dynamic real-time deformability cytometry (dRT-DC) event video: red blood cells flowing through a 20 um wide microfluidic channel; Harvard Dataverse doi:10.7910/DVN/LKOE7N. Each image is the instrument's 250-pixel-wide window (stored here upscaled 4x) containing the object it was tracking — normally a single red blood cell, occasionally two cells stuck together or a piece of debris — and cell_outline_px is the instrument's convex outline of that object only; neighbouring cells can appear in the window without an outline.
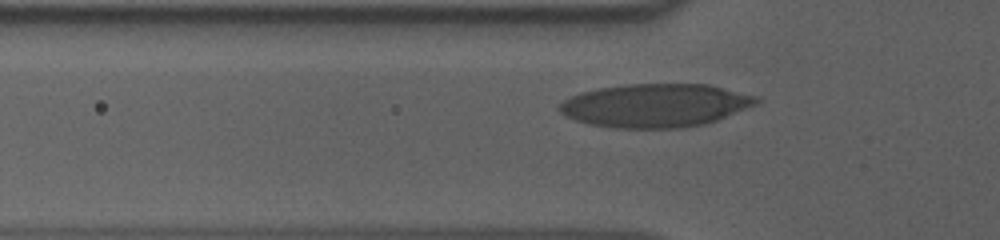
{"species": "human", "species_latin": "Homo sapiens", "temperature_condition": "cold", "stored_images_in_passage": 41, "camera_frame_rate_fps": 3000, "um_per_image_px": 0.085, "donor": {"sex": "male"}, "frame": {"image": 1, "passage_image": 10, "time_ms": 3.0, "image_size_px": [1000, 240], "cell_outline_px": [[760, 100], [756, 104], [716, 120], [704, 124], [684, 128], [612, 128], [588, 124], [576, 120], [560, 112], [556, 108], [564, 100], [580, 92], [600, 88], [628, 84], [708, 84], [760, 96]], "centroid_in_image_um": [55.71, 8.96], "position_along_channel_um": 70.1, "area_um2": 49.82}}
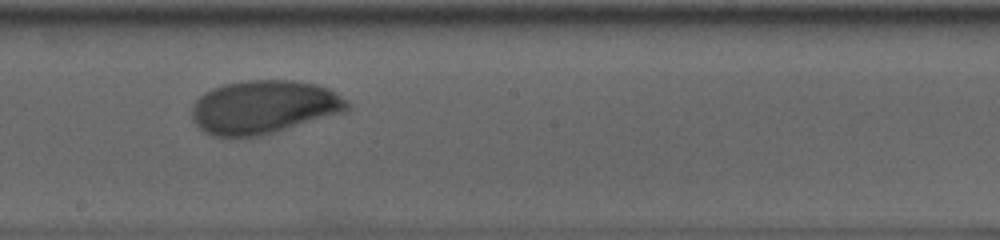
{"frame": {"image": 2, "passage_image": 23, "time_ms": 7.333, "image_size_px": [1000, 240], "cell_outline_px": [[352, 104], [344, 112], [260, 136], [216, 136], [204, 132], [192, 120], [192, 104], [204, 92], [212, 88], [224, 84], [244, 80], [292, 80], [316, 84], [328, 88], [348, 100]], "centroid_in_image_um": [22.42, 9.08], "position_along_channel_um": 225.8, "area_um2": 48.32}}
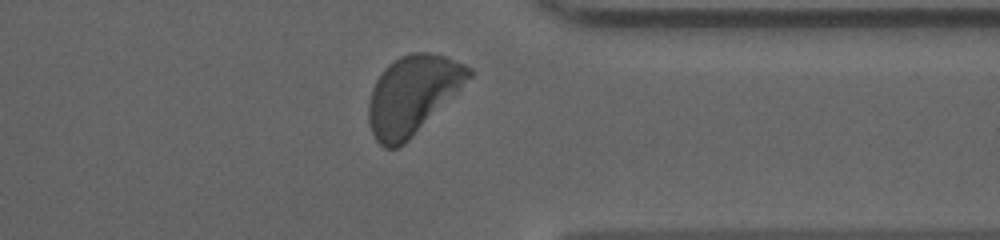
{"frame": {"image": 3, "passage_image": 36, "time_ms": 11.667, "image_size_px": [1000, 240], "cell_outline_px": [[476, 72], [404, 144], [396, 148], [384, 148], [376, 140], [372, 132], [368, 120], [368, 104], [372, 88], [376, 80], [384, 68], [388, 64], [400, 56], [412, 52], [428, 52], [444, 56], [464, 64], [472, 68]], "centroid_in_image_um": [35.04, 8.04], "position_along_channel_um": 376.4, "area_um2": 45.32}}